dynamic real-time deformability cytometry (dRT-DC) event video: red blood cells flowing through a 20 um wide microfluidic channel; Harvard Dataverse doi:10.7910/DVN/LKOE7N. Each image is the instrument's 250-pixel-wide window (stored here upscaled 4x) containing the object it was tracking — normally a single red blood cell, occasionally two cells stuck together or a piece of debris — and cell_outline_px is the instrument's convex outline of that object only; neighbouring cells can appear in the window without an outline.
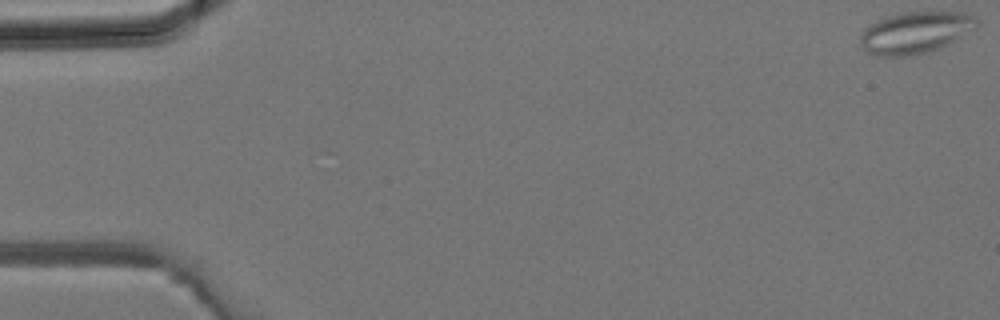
{"species": "common noctule bat (a hibernating species)", "species_latin": "Nyctalus noctula", "temperature_condition": "room temperature", "stored_images_in_passage": 8, "camera_frame_rate_fps": 3000, "um_per_image_px": 0.085, "animal": {"sex": "male", "body_mass_g": 19.2, "forearm_length_mm": 51.8}, "frame": {"image": 1, "passage_image": 1, "time_ms": 0.0, "image_size_px": [1000, 320], "cell_outline_px": [[980, 24], [976, 28], [936, 48], [924, 52], [904, 56], [876, 56], [868, 52], [860, 44], [860, 36], [872, 24], [888, 16], [900, 12], [964, 12], [980, 20]], "centroid_in_image_um": [77.81, 2.75], "position_along_channel_um": 7.2, "area_um2": 27.57}}